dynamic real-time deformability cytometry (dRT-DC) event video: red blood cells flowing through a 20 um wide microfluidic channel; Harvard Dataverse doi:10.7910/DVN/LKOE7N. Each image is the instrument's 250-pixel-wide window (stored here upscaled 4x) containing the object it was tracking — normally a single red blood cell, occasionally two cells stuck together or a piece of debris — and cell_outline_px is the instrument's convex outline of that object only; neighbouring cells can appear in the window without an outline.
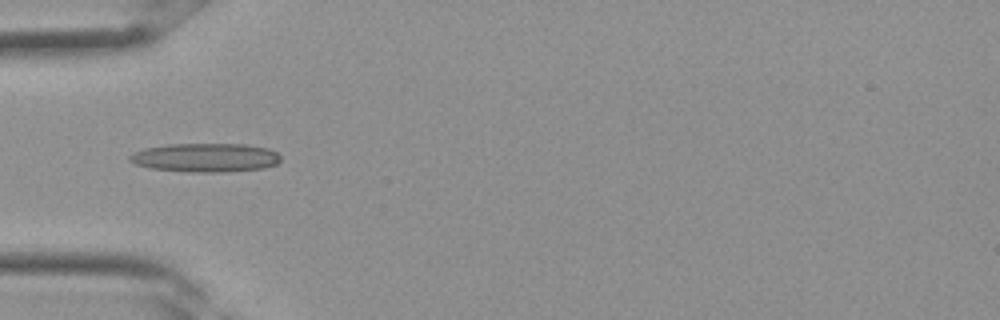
{"species": "Egyptian fruit bat (a non-hibernating species)", "species_latin": "Rousettus aegyptiacus", "temperature_condition": "room temperature", "stored_images_in_passage": 34, "camera_frame_rate_fps": 3000, "um_per_image_px": 0.085, "frame": {"image": 1, "passage_image": 11, "time_ms": 3.333, "image_size_px": [1000, 320], "cell_outline_px": [[280, 160], [276, 164], [264, 168], [224, 172], [188, 172], [152, 168], [136, 164], [128, 160], [128, 156], [144, 148], [168, 144], [244, 144], [268, 148], [276, 152], [280, 156]], "centroid_in_image_um": [17.47, 13.39], "position_along_channel_um": 67.5, "area_um2": 25.32}}
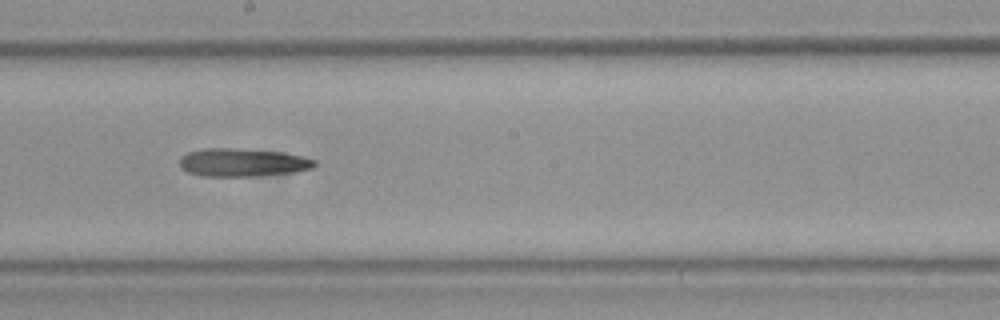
{"frame": {"image": 2, "passage_image": 19, "time_ms": 6.0, "image_size_px": [1000, 320], "cell_outline_px": [[316, 164], [312, 168], [296, 172], [260, 176], [200, 176], [188, 172], [180, 168], [180, 156], [188, 152], [204, 148], [236, 148], [284, 152], [304, 156], [316, 160]], "centroid_in_image_um": [20.63, 13.81], "position_along_channel_um": 227.6, "area_um2": 22.48}}
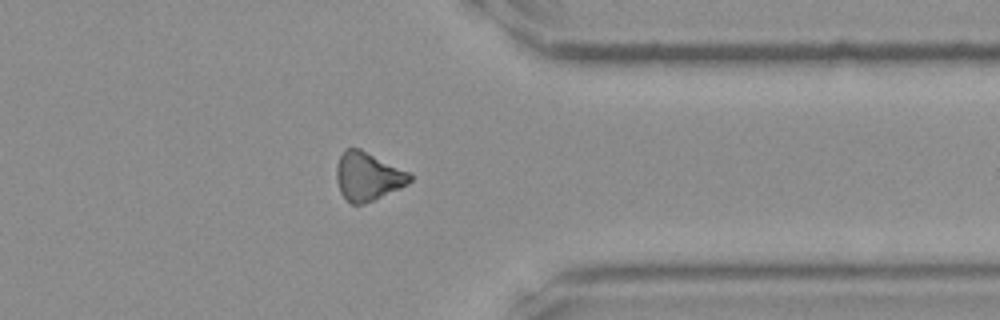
{"frame": {"image": 3, "passage_image": 27, "time_ms": 8.667, "image_size_px": [1000, 320], "cell_outline_px": [[412, 180], [408, 184], [400, 188], [364, 204], [352, 204], [340, 192], [336, 180], [336, 168], [340, 156], [348, 148], [360, 148], [408, 172], [412, 176]], "centroid_in_image_um": [31.25, 15.0], "position_along_channel_um": 380.1, "area_um2": 20.4}}